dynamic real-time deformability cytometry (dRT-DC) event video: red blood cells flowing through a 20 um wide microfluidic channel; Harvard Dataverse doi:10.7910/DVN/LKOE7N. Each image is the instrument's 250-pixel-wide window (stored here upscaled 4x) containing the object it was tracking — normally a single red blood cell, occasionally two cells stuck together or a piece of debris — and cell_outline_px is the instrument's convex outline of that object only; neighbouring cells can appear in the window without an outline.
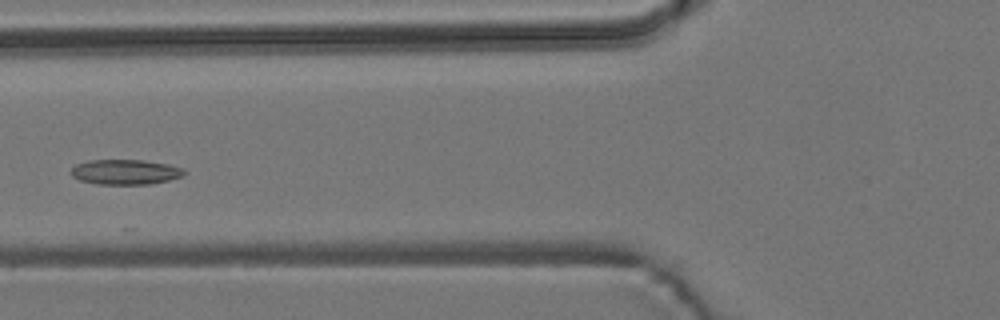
{"species": "common noctule bat (a hibernating species)", "species_latin": "Nyctalus noctula", "temperature_condition": "room temperature", "stored_images_in_passage": 6, "camera_frame_rate_fps": 3000, "um_per_image_px": 0.085, "animal": {"sex": "male", "body_mass_g": 19.2, "forearm_length_mm": 51.8}, "frame": {"image": 1, "passage_image": 6, "time_ms": 6.0, "image_size_px": [1000, 320], "cell_outline_px": [[188, 172], [184, 176], [168, 180], [148, 184], [96, 184], [80, 180], [72, 176], [72, 168], [76, 164], [88, 160], [144, 160], [168, 164], [184, 168]], "centroid_in_image_um": [10.69, 14.61], "position_along_channel_um": 115.1, "area_um2": 16.59}}